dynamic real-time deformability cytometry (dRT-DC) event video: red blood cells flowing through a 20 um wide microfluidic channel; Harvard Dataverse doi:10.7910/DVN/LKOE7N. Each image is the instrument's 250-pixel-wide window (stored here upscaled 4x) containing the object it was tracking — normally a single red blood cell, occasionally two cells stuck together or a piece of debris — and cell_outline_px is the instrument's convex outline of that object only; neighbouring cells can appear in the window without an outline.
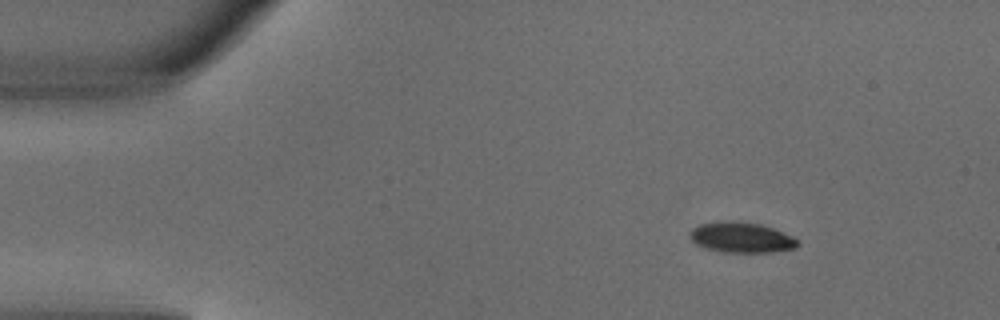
{"species": "common noctule bat (a hibernating species)", "species_latin": "Nyctalus noctula", "temperature_condition": "warm", "stored_images_in_passage": 3, "camera_frame_rate_fps": 3000, "um_per_image_px": 0.085, "animal": {"sex": "male", "body_mass_g": 18.8}, "frame": {"image": 1, "passage_image": 1, "time_ms": 0.0, "image_size_px": [1000, 320], "cell_outline_px": [[800, 244], [796, 248], [768, 252], [724, 252], [704, 248], [696, 244], [688, 236], [692, 228], [700, 224], [732, 220], [760, 224], [772, 228], [792, 236]], "centroid_in_image_um": [62.99, 20.18], "position_along_channel_um": 22.0, "area_um2": 19.02}}